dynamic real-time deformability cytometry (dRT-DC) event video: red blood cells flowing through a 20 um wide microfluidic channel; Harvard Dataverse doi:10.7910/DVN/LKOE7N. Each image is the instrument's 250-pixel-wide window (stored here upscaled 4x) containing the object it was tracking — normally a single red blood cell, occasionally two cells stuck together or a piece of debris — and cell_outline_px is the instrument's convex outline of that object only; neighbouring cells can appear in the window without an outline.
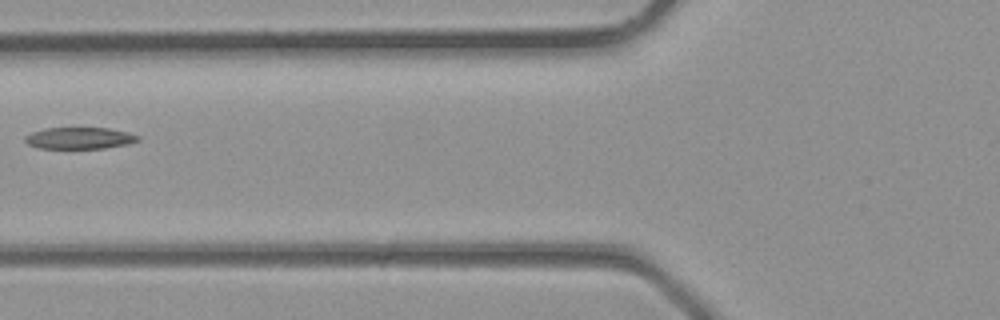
{"species": "common noctule bat (a hibernating species)", "species_latin": "Nyctalus noctula", "temperature_condition": "room temperature", "stored_images_in_passage": 4, "camera_frame_rate_fps": 3000, "um_per_image_px": 0.085, "animal": {"sex": "male", "body_mass_g": 23.1, "forearm_length_mm": 52.7}, "frame": {"image": 1, "passage_image": 4, "time_ms": 1.0, "image_size_px": [1000, 320], "cell_outline_px": [[140, 140], [128, 144], [104, 148], [40, 148], [28, 144], [24, 140], [24, 136], [32, 132], [44, 128], [108, 128], [128, 132], [140, 136]], "centroid_in_image_um": [6.77, 11.73], "position_along_channel_um": 119.0, "area_um2": 14.22}}